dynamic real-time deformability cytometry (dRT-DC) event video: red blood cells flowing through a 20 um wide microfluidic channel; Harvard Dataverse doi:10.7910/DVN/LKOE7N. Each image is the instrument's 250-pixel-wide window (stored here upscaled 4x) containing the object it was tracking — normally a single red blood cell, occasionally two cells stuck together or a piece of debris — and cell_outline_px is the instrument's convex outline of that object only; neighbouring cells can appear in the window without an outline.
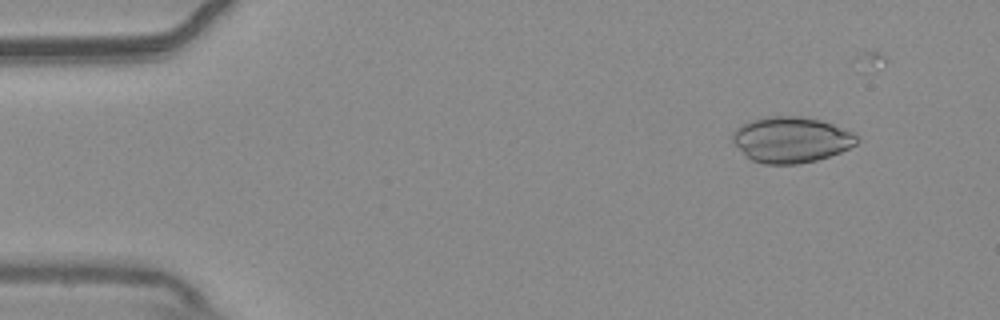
{"species": "common noctule bat (a hibernating species)", "species_latin": "Nyctalus noctula", "temperature_condition": "warm", "stored_images_in_passage": 30, "camera_frame_rate_fps": 3000, "um_per_image_px": 0.085, "animal": {"sex": "male", "body_mass_g": 20.4}, "frame": {"image": 1, "passage_image": 6, "time_ms": 1.667, "image_size_px": [1000, 320], "cell_outline_px": [[860, 140], [856, 144], [840, 152], [816, 160], [800, 164], [764, 164], [752, 160], [732, 140], [732, 132], [736, 128], [752, 120], [768, 116], [800, 116], [820, 120], [832, 124], [852, 132]], "centroid_in_image_um": [67.26, 11.87], "position_along_channel_um": 17.7, "area_um2": 32.83}}
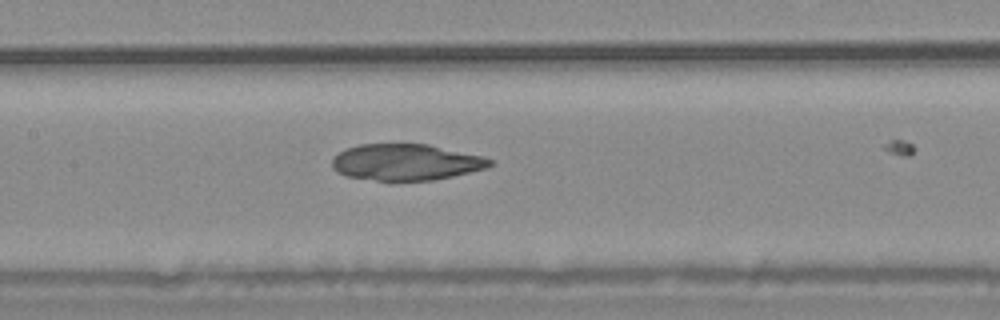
{"frame": {"image": 2, "passage_image": 26, "time_ms": 8.333, "image_size_px": [1000, 320], "cell_outline_px": [[492, 164], [488, 168], [452, 176], [432, 180], [388, 184], [348, 176], [336, 172], [332, 168], [332, 160], [340, 152], [348, 148], [360, 144], [428, 144], [480, 156], [492, 160]], "centroid_in_image_um": [34.46, 13.83], "position_along_channel_um": 172.9, "area_um2": 33.99}}
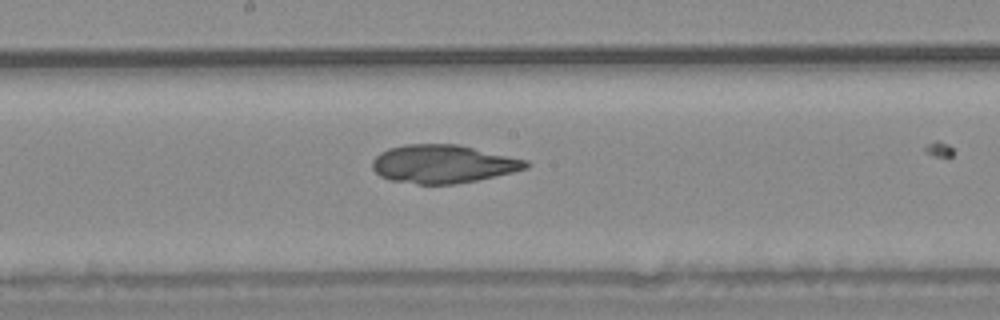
{"frame": {"image": 3, "passage_image": 29, "time_ms": 9.333, "image_size_px": [1000, 320], "cell_outline_px": [[532, 164], [528, 168], [512, 172], [476, 180], [456, 184], [416, 184], [388, 180], [380, 176], [372, 168], [372, 160], [380, 152], [388, 148], [404, 144], [456, 144], [528, 160]], "centroid_in_image_um": [37.63, 13.94], "position_along_channel_um": 210.6, "area_um2": 34.33}}